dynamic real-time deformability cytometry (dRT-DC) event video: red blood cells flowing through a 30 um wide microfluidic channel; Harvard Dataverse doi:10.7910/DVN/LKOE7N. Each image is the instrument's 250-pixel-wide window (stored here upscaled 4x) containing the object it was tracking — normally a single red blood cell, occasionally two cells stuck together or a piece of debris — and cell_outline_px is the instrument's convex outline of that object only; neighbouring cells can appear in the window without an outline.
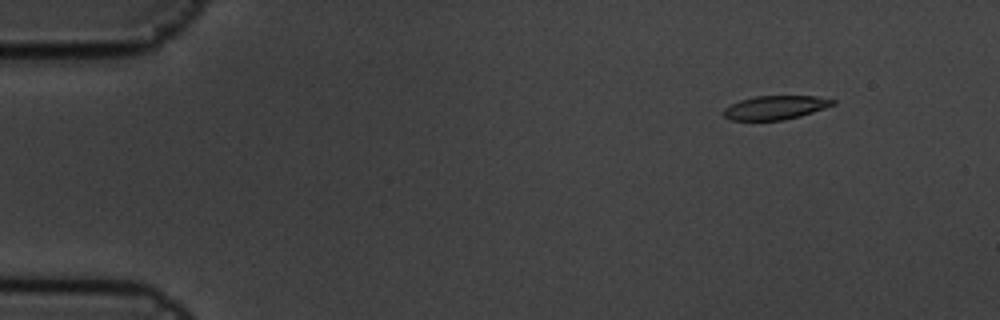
{"species": "common noctule bat (a hibernating species)", "species_latin": "Nyctalus noctula", "temperature_condition": "cold", "stored_images_in_passage": 5, "camera_frame_rate_fps": 3000, "um_per_image_px": 0.085, "animal": {"sex": "male", "body_mass_g": 19.5, "forearm_length_mm": 54.6}, "frame": {"image": 1, "passage_image": 2, "time_ms": 0.333, "image_size_px": [1000, 320], "cell_outline_px": [[836, 104], [800, 116], [784, 120], [732, 120], [724, 116], [724, 108], [740, 100], [756, 96], [816, 96], [836, 100]], "centroid_in_image_um": [65.93, 9.14], "position_along_channel_um": 19.1, "area_um2": 15.03}}
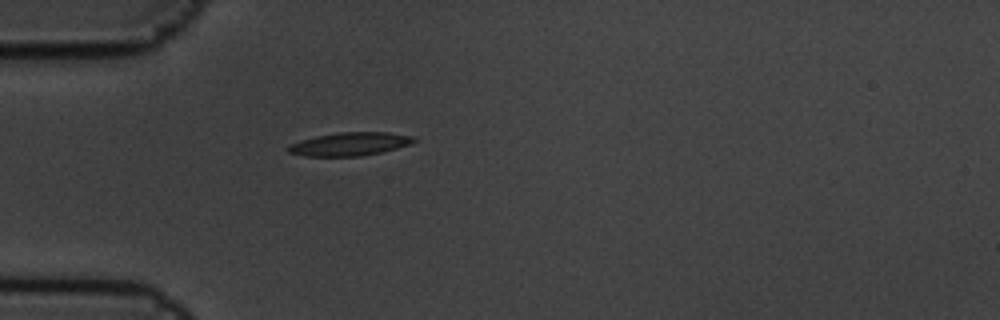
{"frame": {"image": 2, "passage_image": 5, "time_ms": 1.333, "image_size_px": [1000, 320], "cell_outline_px": [[416, 140], [408, 144], [396, 148], [380, 152], [360, 156], [304, 156], [288, 152], [284, 148], [288, 144], [300, 140], [316, 136], [340, 132], [388, 132], [416, 136]], "centroid_in_image_um": [29.68, 12.23], "position_along_channel_um": 55.3, "area_um2": 17.11}}